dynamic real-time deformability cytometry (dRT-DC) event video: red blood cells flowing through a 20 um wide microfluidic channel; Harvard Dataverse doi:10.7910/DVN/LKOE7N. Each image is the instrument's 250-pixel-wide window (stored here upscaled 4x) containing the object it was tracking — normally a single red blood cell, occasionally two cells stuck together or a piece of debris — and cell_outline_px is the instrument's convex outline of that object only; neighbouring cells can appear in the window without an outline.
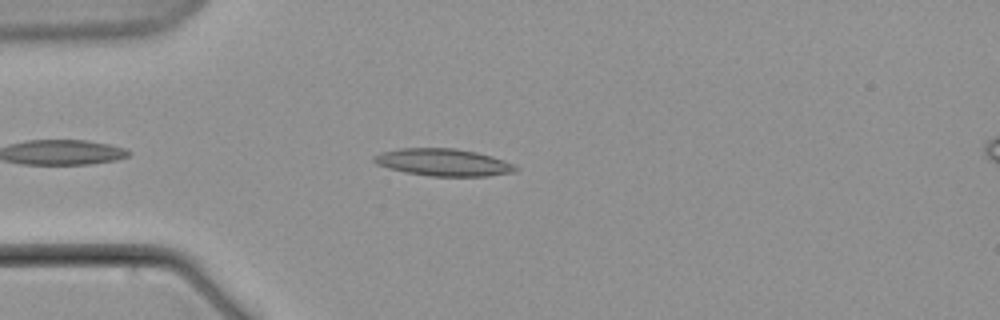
{"species": "common noctule bat (a hibernating species)", "species_latin": "Nyctalus noctula", "temperature_condition": "warm", "stored_images_in_passage": 6, "camera_frame_rate_fps": 3000, "um_per_image_px": 0.085, "animal": {"sex": "male", "body_mass_g": 21.5, "forearm_length_mm": 52.0}, "frame": {"image": 1, "passage_image": 4, "time_ms": 4.667, "image_size_px": [1000, 320], "cell_outline_px": [[520, 168], [516, 172], [488, 176], [432, 176], [404, 172], [388, 168], [376, 164], [372, 160], [372, 156], [380, 152], [400, 148], [456, 148], [476, 152], [492, 156], [516, 164]], "centroid_in_image_um": [37.7, 13.8], "position_along_channel_um": 47.3, "area_um2": 22.77}}
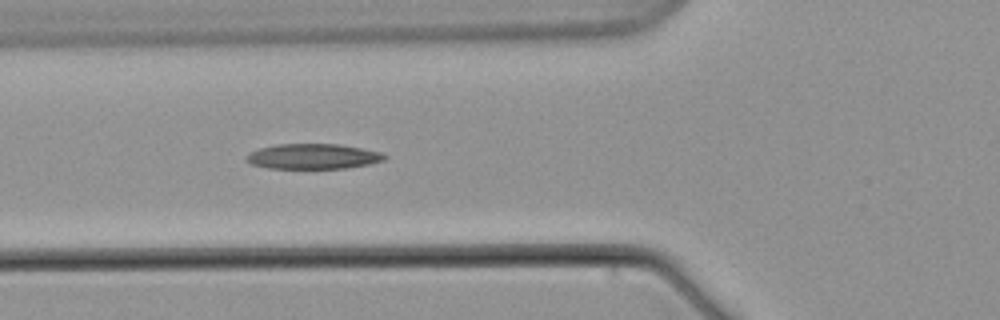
{"frame": {"image": 2, "passage_image": 6, "time_ms": 7.0, "image_size_px": [1000, 320], "cell_outline_px": [[388, 156], [384, 160], [368, 164], [344, 168], [268, 168], [252, 164], [244, 160], [244, 156], [260, 148], [276, 144], [336, 144], [360, 148], [380, 152]], "centroid_in_image_um": [26.57, 13.29], "position_along_channel_um": 99.2, "area_um2": 20.11}}